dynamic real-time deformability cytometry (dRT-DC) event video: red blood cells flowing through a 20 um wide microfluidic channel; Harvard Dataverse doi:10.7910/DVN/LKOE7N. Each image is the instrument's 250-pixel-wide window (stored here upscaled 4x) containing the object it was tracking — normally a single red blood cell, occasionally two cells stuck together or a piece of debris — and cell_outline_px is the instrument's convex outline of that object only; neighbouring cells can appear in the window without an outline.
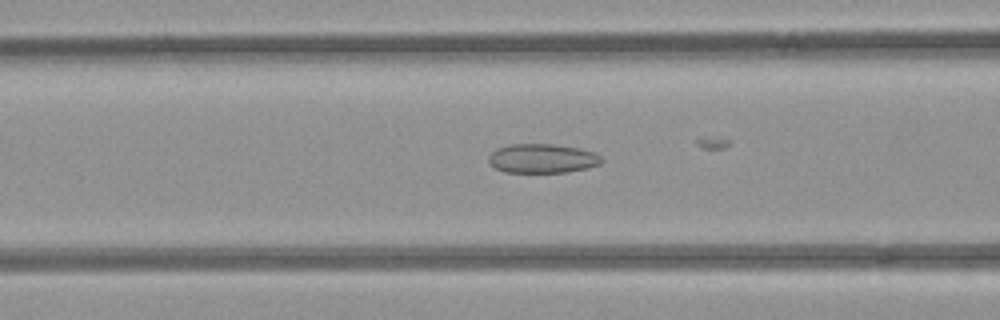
{"species": "common noctule bat (a hibernating species)", "species_latin": "Nyctalus noctula", "temperature_condition": "room temperature", "stored_images_in_passage": 40, "camera_frame_rate_fps": 3000, "um_per_image_px": 0.085, "animal": {"sex": "female", "body_mass_g": 21.9}, "frame": {"image": 1, "passage_image": 21, "time_ms": 6.667, "image_size_px": [1000, 320], "cell_outline_px": [[604, 160], [600, 164], [588, 168], [564, 172], [504, 172], [496, 168], [488, 160], [488, 156], [496, 148], [508, 144], [552, 144], [580, 148], [596, 152]], "centroid_in_image_um": [46.12, 13.46], "position_along_channel_um": 120.5, "area_um2": 19.31}}
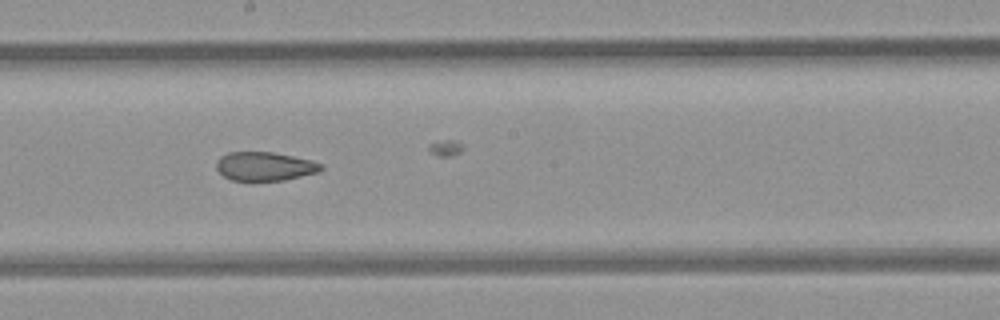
{"frame": {"image": 2, "passage_image": 29, "time_ms": 9.333, "image_size_px": [1000, 320], "cell_outline_px": [[324, 168], [320, 172], [284, 180], [232, 180], [224, 176], [216, 168], [216, 160], [220, 156], [228, 152], [272, 152], [312, 160], [324, 164]], "centroid_in_image_um": [22.53, 14.13], "position_along_channel_um": 225.7, "area_um2": 17.63}}
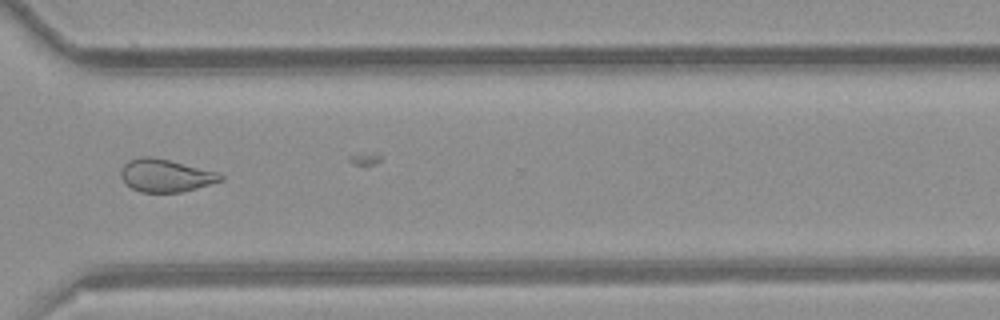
{"frame": {"image": 3, "passage_image": 39, "time_ms": 12.667, "image_size_px": [1000, 320], "cell_outline_px": [[224, 180], [196, 188], [180, 192], [140, 192], [132, 188], [120, 176], [120, 172], [124, 164], [128, 160], [140, 156], [152, 156], [220, 172], [224, 176]], "centroid_in_image_um": [14.1, 14.9], "position_along_channel_um": 356.5, "area_um2": 19.07}}